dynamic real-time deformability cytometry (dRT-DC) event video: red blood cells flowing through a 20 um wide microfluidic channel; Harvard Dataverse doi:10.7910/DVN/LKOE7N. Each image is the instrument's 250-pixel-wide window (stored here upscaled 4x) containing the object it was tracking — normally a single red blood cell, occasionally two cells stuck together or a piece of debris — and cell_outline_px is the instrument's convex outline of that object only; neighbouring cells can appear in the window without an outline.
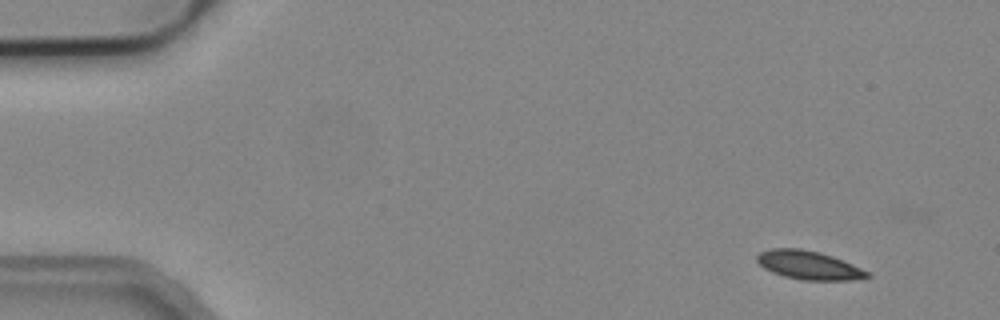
{"species": "common noctule bat (a hibernating species)", "species_latin": "Nyctalus noctula", "temperature_condition": "cold", "stored_images_in_passage": 4, "camera_frame_rate_fps": 3000, "um_per_image_px": 0.085, "animal": {"sex": "male", "body_mass_g": 19.2, "forearm_length_mm": 51.8}, "frame": {"image": 1, "passage_image": 1, "time_ms": 0.0, "image_size_px": [1000, 320], "cell_outline_px": [[872, 276], [852, 280], [804, 280], [784, 276], [772, 272], [764, 268], [756, 260], [756, 256], [760, 252], [772, 248], [800, 248], [820, 252], [832, 256], [852, 264], [868, 272]], "centroid_in_image_um": [68.72, 22.53], "position_along_channel_um": 16.3, "area_um2": 18.26}}
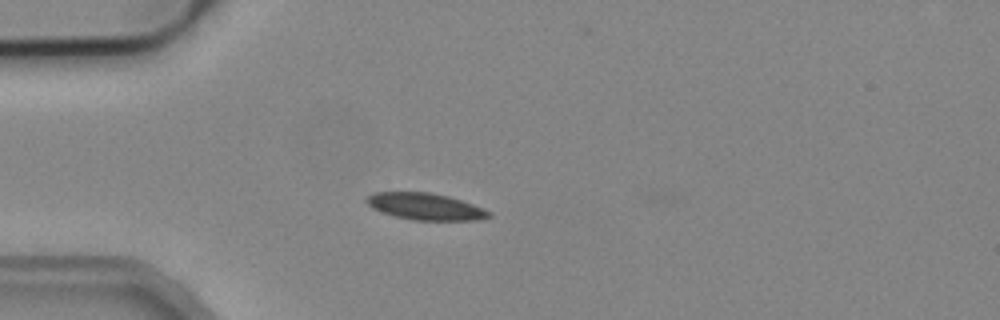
{"frame": {"image": 2, "passage_image": 3, "time_ms": 0.667, "image_size_px": [1000, 320], "cell_outline_px": [[492, 216], [480, 220], [412, 220], [380, 212], [372, 208], [364, 200], [372, 192], [432, 192], [448, 196], [484, 208], [492, 212]], "centroid_in_image_um": [36.16, 17.55], "position_along_channel_um": 48.8, "area_um2": 19.19}}